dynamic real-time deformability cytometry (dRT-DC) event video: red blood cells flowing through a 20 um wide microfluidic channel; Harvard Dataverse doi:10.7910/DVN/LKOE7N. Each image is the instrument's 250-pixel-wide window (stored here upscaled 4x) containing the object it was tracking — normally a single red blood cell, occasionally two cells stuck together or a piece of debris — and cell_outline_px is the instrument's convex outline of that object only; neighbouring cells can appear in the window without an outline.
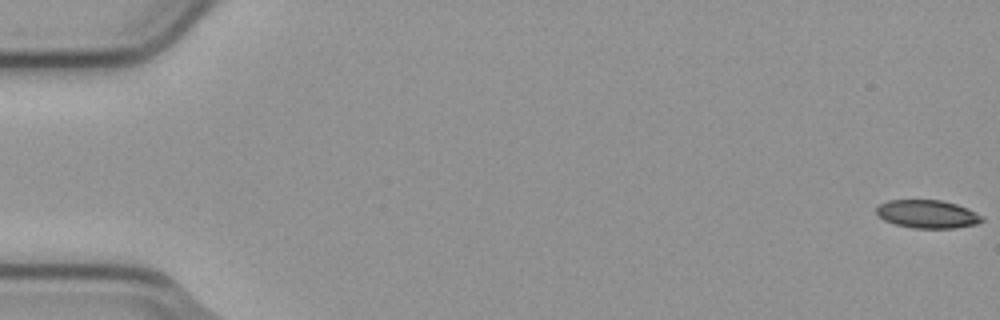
{"species": "common noctule bat (a hibernating species)", "species_latin": "Nyctalus noctula", "temperature_condition": "cold", "stored_images_in_passage": 6, "camera_frame_rate_fps": 3000, "um_per_image_px": 0.085, "animal": {"sex": "male", "body_mass_g": 23.1, "forearm_length_mm": 52.7}, "frame": {"image": 1, "passage_image": 1, "time_ms": 0.0, "image_size_px": [1000, 320], "cell_outline_px": [[984, 220], [976, 224], [952, 228], [912, 228], [896, 224], [884, 220], [876, 212], [876, 208], [880, 204], [888, 200], [944, 200], [968, 208], [984, 216]], "centroid_in_image_um": [78.86, 18.19], "position_along_channel_um": 6.1, "area_um2": 17.34}}
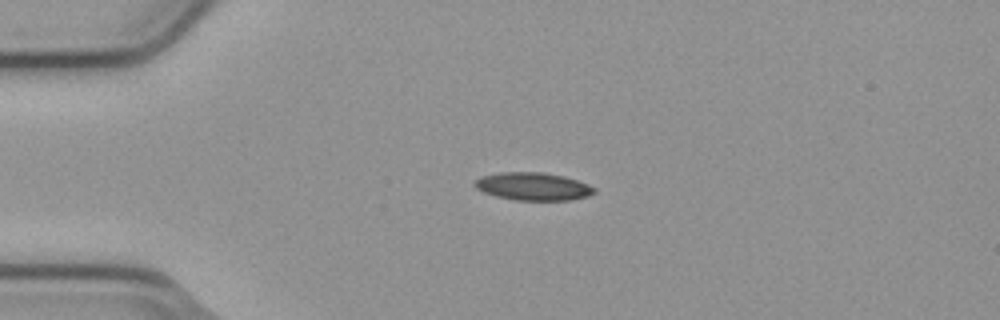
{"frame": {"image": 2, "passage_image": 4, "time_ms": 1.0, "image_size_px": [1000, 320], "cell_outline_px": [[596, 192], [588, 196], [572, 200], [516, 200], [496, 196], [484, 192], [476, 188], [472, 184], [480, 176], [500, 172], [544, 172], [564, 176], [588, 184], [596, 188]], "centroid_in_image_um": [45.31, 15.84], "position_along_channel_um": 39.7, "area_um2": 19.48}}
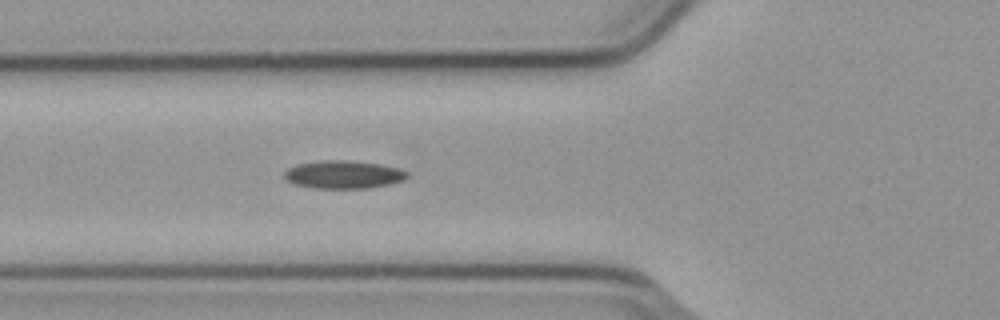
{"frame": {"image": 3, "passage_image": 6, "time_ms": 1.667, "image_size_px": [1000, 320], "cell_outline_px": [[408, 176], [404, 180], [388, 184], [368, 188], [312, 188], [296, 184], [288, 180], [284, 176], [284, 172], [288, 168], [296, 164], [324, 160], [348, 160], [380, 164], [400, 168], [408, 172]], "centroid_in_image_um": [29.21, 14.83], "position_along_channel_um": 96.6, "area_um2": 20.0}}